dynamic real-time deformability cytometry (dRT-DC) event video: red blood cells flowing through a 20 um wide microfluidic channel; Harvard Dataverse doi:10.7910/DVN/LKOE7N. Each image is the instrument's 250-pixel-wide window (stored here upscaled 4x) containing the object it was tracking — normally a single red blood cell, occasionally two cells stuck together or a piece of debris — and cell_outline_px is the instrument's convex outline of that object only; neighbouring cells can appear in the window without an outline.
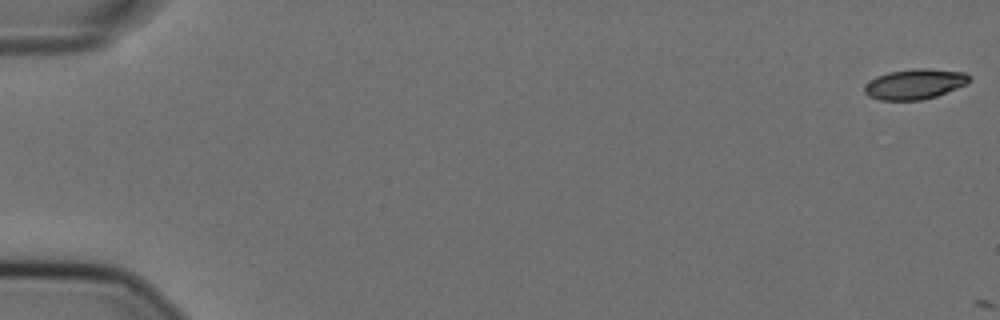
{"species": "Egyptian fruit bat (a non-hibernating species)", "species_latin": "Rousettus aegyptiacus", "temperature_condition": "cold", "stored_images_in_passage": 2, "camera_frame_rate_fps": 3000, "um_per_image_px": 0.085, "animal": {"sex": "female"}, "frame": {"image": 1, "passage_image": 1, "time_ms": 0.0, "image_size_px": [1000, 320], "cell_outline_px": [[972, 80], [968, 84], [936, 96], [920, 100], [880, 100], [868, 96], [864, 92], [864, 88], [876, 76], [888, 72], [912, 68], [928, 68], [964, 72], [972, 76]], "centroid_in_image_um": [77.81, 7.13], "position_along_channel_um": 7.2, "area_um2": 18.61}}